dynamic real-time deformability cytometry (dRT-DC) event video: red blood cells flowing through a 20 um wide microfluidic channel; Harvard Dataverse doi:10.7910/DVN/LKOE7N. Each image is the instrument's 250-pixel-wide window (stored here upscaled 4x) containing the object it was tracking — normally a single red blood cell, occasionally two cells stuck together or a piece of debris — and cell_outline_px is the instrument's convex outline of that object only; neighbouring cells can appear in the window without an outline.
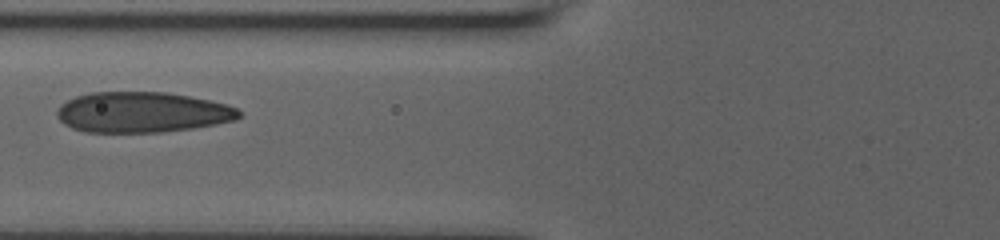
{"species": "human", "species_latin": "Homo sapiens", "temperature_condition": "room temperature", "stored_images_in_passage": 7, "camera_frame_rate_fps": 3000, "um_per_image_px": 0.085, "donor": {"sex": "male"}, "frame": {"image": 1, "passage_image": 4, "time_ms": 3.667, "image_size_px": [1000, 240], "cell_outline_px": [[240, 116], [236, 120], [216, 124], [192, 128], [160, 132], [84, 132], [72, 128], [64, 124], [56, 116], [56, 112], [60, 104], [76, 96], [92, 92], [168, 92], [228, 104], [236, 108], [240, 112]], "centroid_in_image_um": [12.06, 9.54], "position_along_channel_um": 113.7, "area_um2": 43.06}}
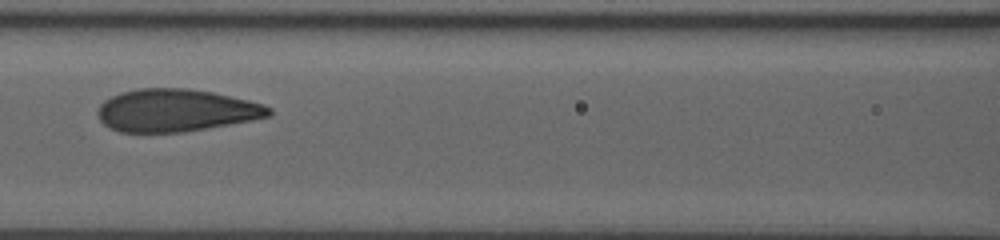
{"frame": {"image": 2, "passage_image": 6, "time_ms": 4.667, "image_size_px": [1000, 240], "cell_outline_px": [[272, 112], [268, 116], [228, 124], [180, 132], [120, 132], [108, 128], [100, 120], [96, 112], [100, 104], [104, 100], [120, 92], [136, 88], [188, 88], [212, 92], [248, 100], [264, 104], [272, 108]], "centroid_in_image_um": [14.89, 9.37], "position_along_channel_um": 151.7, "area_um2": 42.25}}